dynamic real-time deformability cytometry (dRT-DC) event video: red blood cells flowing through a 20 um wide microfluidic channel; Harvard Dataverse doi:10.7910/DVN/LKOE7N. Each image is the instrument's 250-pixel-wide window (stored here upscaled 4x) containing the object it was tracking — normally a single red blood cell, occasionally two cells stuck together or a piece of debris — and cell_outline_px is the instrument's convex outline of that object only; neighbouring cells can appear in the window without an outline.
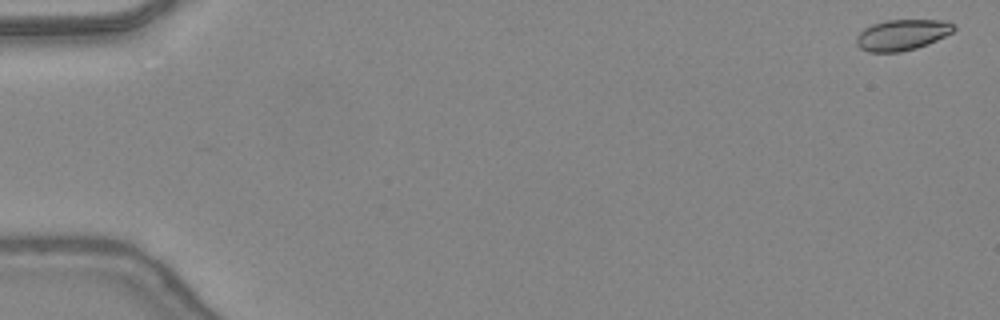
{"species": "common noctule bat (a hibernating species)", "species_latin": "Nyctalus noctula", "temperature_condition": "warm", "stored_images_in_passage": 10, "camera_frame_rate_fps": 3000, "um_per_image_px": 0.085, "animal": {"sex": "female", "body_mass_g": 24.6, "forearm_length_mm": 56.2}, "frame": {"image": 1, "passage_image": 1, "time_ms": 0.0, "image_size_px": [1000, 320], "cell_outline_px": [[956, 28], [952, 32], [936, 40], [916, 48], [900, 52], [868, 52], [860, 48], [856, 44], [856, 36], [864, 28], [872, 24], [884, 20], [944, 20], [956, 24]], "centroid_in_image_um": [76.66, 2.95], "position_along_channel_um": 8.3, "area_um2": 17.57}}